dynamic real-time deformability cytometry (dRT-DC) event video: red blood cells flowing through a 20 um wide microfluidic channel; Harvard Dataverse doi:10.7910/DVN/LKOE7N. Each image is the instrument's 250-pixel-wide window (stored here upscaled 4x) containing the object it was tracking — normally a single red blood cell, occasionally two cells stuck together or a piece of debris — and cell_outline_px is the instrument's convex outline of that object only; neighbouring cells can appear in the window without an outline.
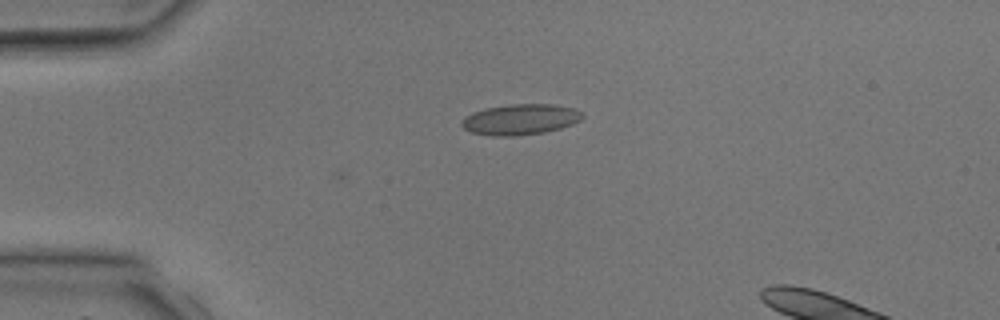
{"species": "common noctule bat (a hibernating species)", "species_latin": "Nyctalus noctula", "temperature_condition": "room temperature", "stored_images_in_passage": 5, "camera_frame_rate_fps": 3000, "um_per_image_px": 0.085, "animal": {"sex": "male", "body_mass_g": 17.9, "forearm_length_mm": 54.2}, "frame": {"image": 1, "passage_image": 4, "time_ms": 4.0, "image_size_px": [1000, 320], "cell_outline_px": [[584, 116], [580, 120], [572, 124], [560, 128], [544, 132], [512, 136], [492, 136], [472, 132], [464, 128], [460, 124], [460, 120], [464, 116], [472, 112], [484, 108], [512, 104], [552, 104], [576, 108]], "centroid_in_image_um": [44.2, 10.14], "position_along_channel_um": 40.8, "area_um2": 21.68}}